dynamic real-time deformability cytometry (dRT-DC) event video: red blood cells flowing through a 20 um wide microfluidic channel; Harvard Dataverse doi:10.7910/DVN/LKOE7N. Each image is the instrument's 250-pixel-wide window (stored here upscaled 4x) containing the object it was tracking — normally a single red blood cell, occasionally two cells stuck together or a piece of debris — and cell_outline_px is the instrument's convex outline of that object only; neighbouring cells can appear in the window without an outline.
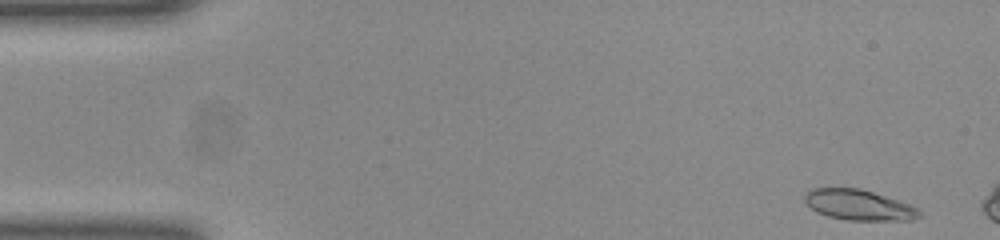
{"species": "common noctule bat (a hibernating species)", "species_latin": "Nyctalus noctula", "temperature_condition": "room temperature", "stored_images_in_passage": 8, "camera_frame_rate_fps": 3000, "um_per_image_px": 0.085, "animal": {"sex": "female", "body_mass_g": 23.0, "forearm_length_mm": 53.4}, "frame": {"image": 1, "passage_image": 1, "time_ms": 0.0, "image_size_px": [1000, 240], "cell_outline_px": [[924, 216], [912, 220], [848, 220], [828, 216], [816, 212], [804, 200], [804, 196], [812, 188], [860, 188], [908, 204], [916, 208]], "centroid_in_image_um": [73.0, 17.43], "position_along_channel_um": 12.0, "area_um2": 20.11}}